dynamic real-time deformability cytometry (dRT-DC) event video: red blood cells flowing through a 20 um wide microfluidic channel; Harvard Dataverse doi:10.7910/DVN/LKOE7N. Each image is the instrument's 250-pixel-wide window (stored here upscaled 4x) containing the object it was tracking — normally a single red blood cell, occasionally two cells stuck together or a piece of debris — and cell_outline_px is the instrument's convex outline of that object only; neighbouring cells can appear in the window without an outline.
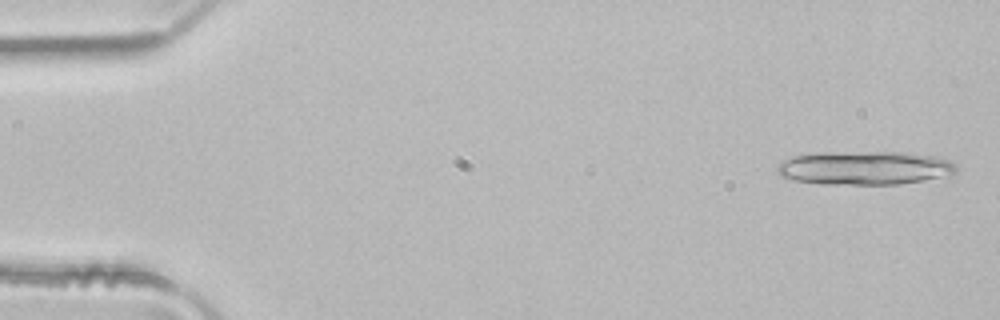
{"species": "common noctule bat (a hibernating species)", "species_latin": "Nyctalus noctula", "temperature_condition": "room temperature", "stored_images_in_passage": 3, "camera_frame_rate_fps": 3000, "um_per_image_px": 0.085, "animal": {"sex": "male", "body_mass_g": 21.5, "forearm_length_mm": 52.0}, "frame": {"image": 1, "passage_image": 1, "time_ms": 0.0, "image_size_px": [1000, 320], "cell_outline_px": [[956, 172], [924, 180], [900, 184], [820, 184], [796, 180], [780, 176], [776, 172], [776, 168], [780, 164], [792, 156], [816, 152], [904, 152], [936, 156], [948, 160], [956, 164]], "centroid_in_image_um": [73.46, 14.26], "position_along_channel_um": 11.5, "area_um2": 35.08}}